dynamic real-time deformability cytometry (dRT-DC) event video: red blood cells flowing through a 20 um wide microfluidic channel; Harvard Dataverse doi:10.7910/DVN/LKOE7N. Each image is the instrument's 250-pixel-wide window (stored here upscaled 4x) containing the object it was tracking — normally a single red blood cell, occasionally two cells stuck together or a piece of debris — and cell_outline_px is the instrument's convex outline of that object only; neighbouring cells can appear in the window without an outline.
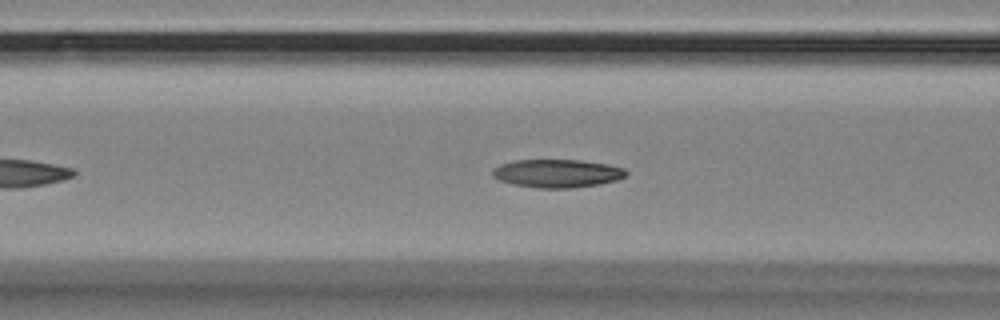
{"species": "Egyptian fruit bat (a non-hibernating species)", "species_latin": "Rousettus aegyptiacus", "temperature_condition": "room temperature", "stored_images_in_passage": 32, "camera_frame_rate_fps": 3000, "um_per_image_px": 0.085, "animal": {"sex": "female"}, "frame": {"image": 1, "passage_image": 13, "time_ms": 4.0, "image_size_px": [1000, 320], "cell_outline_px": [[628, 172], [624, 176], [616, 180], [600, 184], [572, 188], [536, 188], [512, 184], [500, 180], [492, 176], [492, 172], [500, 164], [512, 160], [580, 160], [608, 164], [624, 168]], "centroid_in_image_um": [47.36, 14.74], "position_along_channel_um": 119.2, "area_um2": 21.96}}
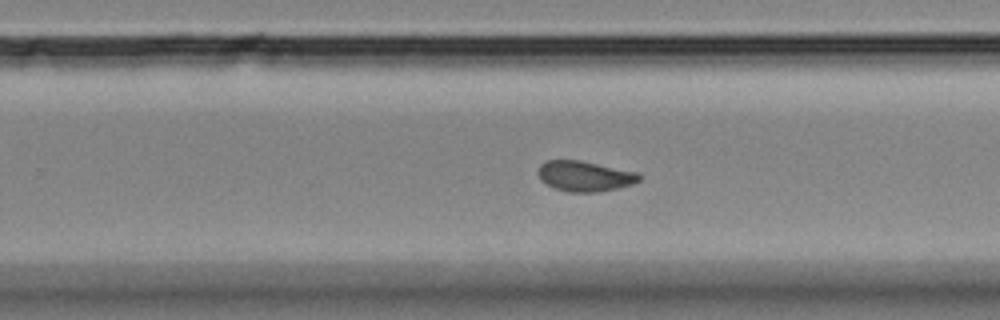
{"frame": {"image": 2, "passage_image": 23, "time_ms": 7.333, "image_size_px": [1000, 320], "cell_outline_px": [[640, 180], [632, 184], [600, 192], [568, 192], [552, 188], [540, 180], [536, 172], [540, 164], [544, 160], [580, 160], [640, 172]], "centroid_in_image_um": [49.67, 14.96], "position_along_channel_um": 280.1, "area_um2": 18.26}}
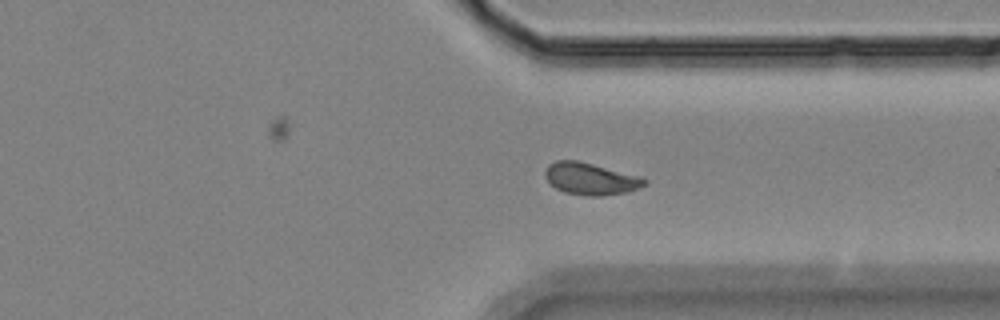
{"frame": {"image": 3, "passage_image": 30, "time_ms": 9.667, "image_size_px": [1000, 320], "cell_outline_px": [[648, 180], [640, 188], [624, 192], [600, 196], [584, 196], [564, 192], [556, 188], [544, 176], [544, 172], [548, 164], [556, 160], [576, 160], [640, 176]], "centroid_in_image_um": [50.17, 15.2], "position_along_channel_um": 361.2, "area_um2": 18.38}}